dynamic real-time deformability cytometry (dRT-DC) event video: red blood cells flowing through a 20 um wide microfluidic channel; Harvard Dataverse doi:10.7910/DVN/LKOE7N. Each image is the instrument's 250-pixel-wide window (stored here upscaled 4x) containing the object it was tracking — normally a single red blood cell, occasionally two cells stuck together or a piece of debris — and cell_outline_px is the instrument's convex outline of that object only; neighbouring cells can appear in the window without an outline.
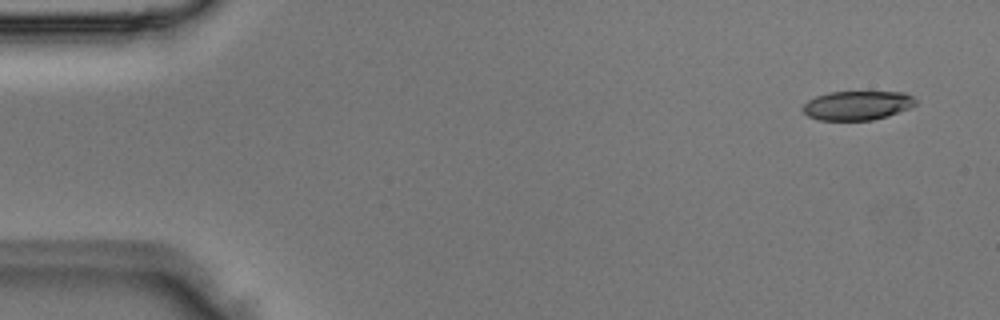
{"species": "Egyptian fruit bat (a non-hibernating species)", "species_latin": "Rousettus aegyptiacus", "temperature_condition": "room temperature", "stored_images_in_passage": 3, "camera_frame_rate_fps": 3000, "um_per_image_px": 0.085, "animal": {"sex": "male"}, "frame": {"image": 1, "passage_image": 3, "time_ms": 0.667, "image_size_px": [1000, 320], "cell_outline_px": [[916, 104], [908, 108], [888, 116], [872, 120], [820, 120], [808, 116], [800, 108], [808, 100], [816, 96], [828, 92], [904, 92], [912, 96], [916, 100]], "centroid_in_image_um": [72.84, 8.96], "position_along_channel_um": 12.2, "area_um2": 19.13}}